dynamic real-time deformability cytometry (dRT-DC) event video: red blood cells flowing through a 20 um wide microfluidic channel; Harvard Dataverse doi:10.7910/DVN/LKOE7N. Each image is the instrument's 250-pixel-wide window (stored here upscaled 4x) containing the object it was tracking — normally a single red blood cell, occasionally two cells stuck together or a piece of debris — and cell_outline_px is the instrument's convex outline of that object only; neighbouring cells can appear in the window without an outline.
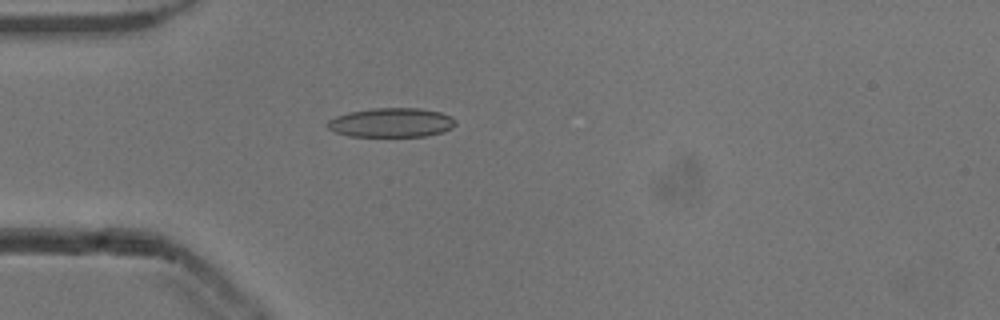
{"species": "common noctule bat (a hibernating species)", "species_latin": "Nyctalus noctula", "temperature_condition": "cold", "stored_images_in_passage": 40, "camera_frame_rate_fps": 3000, "um_per_image_px": 0.085, "animal": {"sex": "male", "body_mass_g": 13.3}, "frame": {"image": 1, "passage_image": 2, "time_ms": 0.333, "image_size_px": [1000, 320], "cell_outline_px": [[456, 124], [452, 128], [444, 132], [424, 136], [348, 136], [336, 132], [328, 128], [324, 124], [328, 120], [336, 116], [348, 112], [372, 108], [416, 108], [440, 112], [456, 120]], "centroid_in_image_um": [33.24, 10.42], "position_along_channel_um": 51.8, "area_um2": 21.85}}
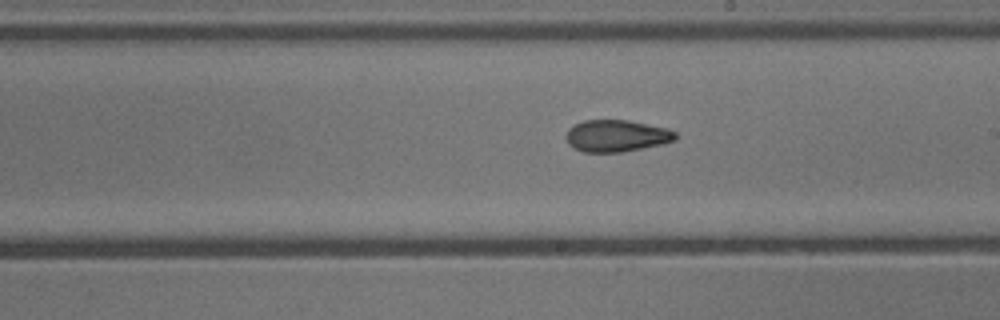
{"frame": {"image": 2, "passage_image": 17, "time_ms": 5.333, "image_size_px": [1000, 320], "cell_outline_px": [[676, 140], [664, 144], [620, 152], [584, 152], [568, 144], [564, 136], [568, 128], [584, 120], [628, 120], [668, 128], [676, 132]], "centroid_in_image_um": [52.41, 11.54], "position_along_channel_um": 236.6, "area_um2": 20.4}}
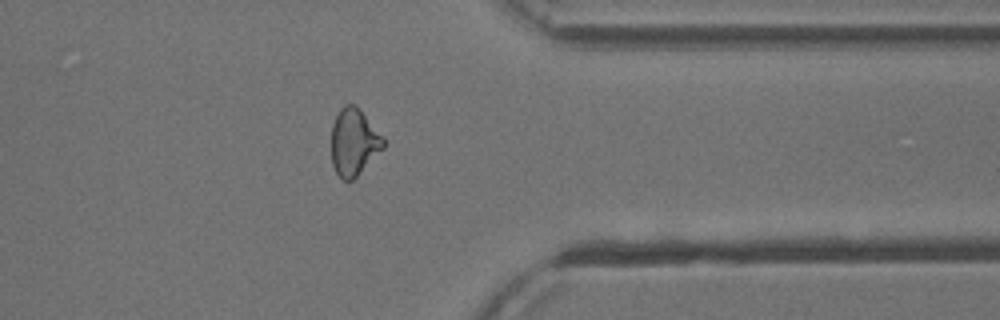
{"frame": {"image": 3, "passage_image": 29, "time_ms": 9.333, "image_size_px": [1000, 320], "cell_outline_px": [[384, 148], [352, 180], [344, 180], [336, 172], [332, 164], [332, 124], [340, 108], [344, 104], [356, 104], [384, 136]], "centroid_in_image_um": [30.09, 12.04], "position_along_channel_um": 381.3, "area_um2": 20.29}, "authors_computed_cell_mechanics": {"area_um2": 20.808, "velocity_mm_per_s": 3.8637, "shape_relaxation_time_tau1_ms": 6.5126, "shape_relaxation_time_tau2_ms": 3.0591, "deformation_change_tau1": 0.1428, "deformation_change_tau2": 0.1059}}